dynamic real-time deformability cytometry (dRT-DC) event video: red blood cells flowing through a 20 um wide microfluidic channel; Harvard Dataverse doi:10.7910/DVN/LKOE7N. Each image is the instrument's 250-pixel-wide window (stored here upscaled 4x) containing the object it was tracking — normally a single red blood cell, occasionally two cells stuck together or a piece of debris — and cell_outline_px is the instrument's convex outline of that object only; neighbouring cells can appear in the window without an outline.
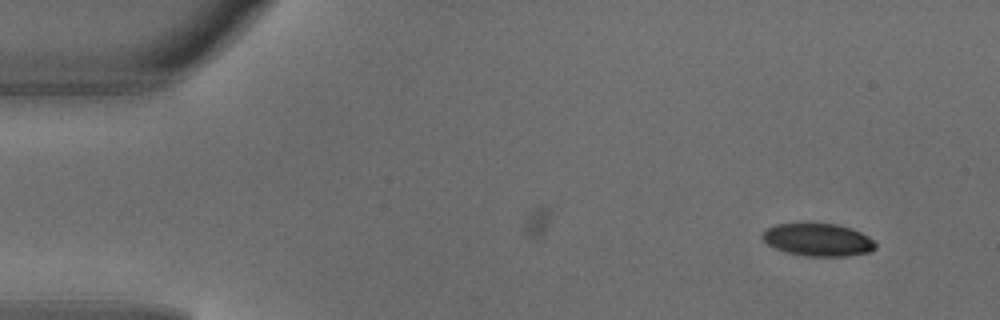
{"species": "common noctule bat (a hibernating species)", "species_latin": "Nyctalus noctula", "temperature_condition": "warm", "stored_images_in_passage": 4, "camera_frame_rate_fps": 3000, "um_per_image_px": 0.085, "animal": {"sex": "male", "body_mass_g": 18.8}, "frame": {"image": 1, "passage_image": 1, "time_ms": 0.0, "image_size_px": [1000, 320], "cell_outline_px": [[876, 248], [872, 252], [844, 256], [804, 256], [784, 252], [768, 244], [760, 236], [768, 228], [776, 224], [836, 224], [852, 228], [868, 236], [876, 244]], "centroid_in_image_um": [69.55, 20.39], "position_along_channel_um": 15.5, "area_um2": 21.44}}